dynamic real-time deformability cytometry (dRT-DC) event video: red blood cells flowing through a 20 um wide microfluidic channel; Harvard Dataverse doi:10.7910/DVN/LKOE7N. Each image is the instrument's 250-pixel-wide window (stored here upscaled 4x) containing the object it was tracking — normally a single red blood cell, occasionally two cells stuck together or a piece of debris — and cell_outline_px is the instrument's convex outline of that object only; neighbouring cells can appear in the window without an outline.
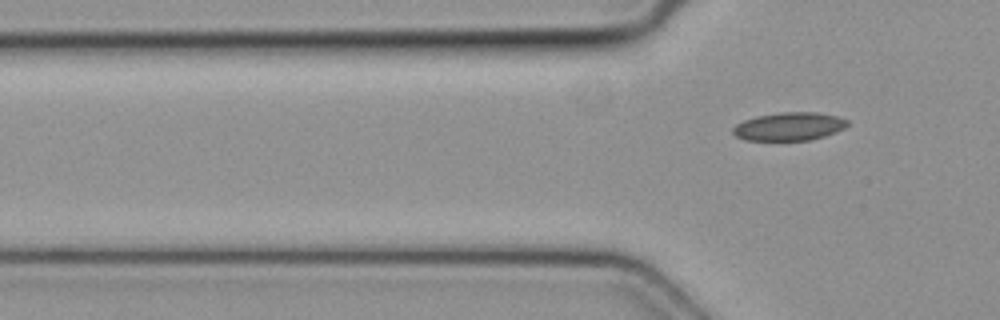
{"species": "common noctule bat (a hibernating species)", "species_latin": "Nyctalus noctula", "temperature_condition": "cold", "stored_images_in_passage": 6, "camera_frame_rate_fps": 3000, "um_per_image_px": 0.085, "animal": {"sex": "female", "body_mass_g": 19.3, "forearm_length_mm": 54.1}, "frame": {"image": 1, "passage_image": 6, "time_ms": 1.667, "image_size_px": [1000, 320], "cell_outline_px": [[848, 124], [844, 128], [836, 132], [812, 140], [744, 140], [736, 136], [732, 132], [732, 128], [736, 124], [744, 120], [756, 116], [780, 112], [816, 112], [836, 116], [848, 120]], "centroid_in_image_um": [67.06, 10.75], "position_along_channel_um": 58.7, "area_um2": 18.84}}